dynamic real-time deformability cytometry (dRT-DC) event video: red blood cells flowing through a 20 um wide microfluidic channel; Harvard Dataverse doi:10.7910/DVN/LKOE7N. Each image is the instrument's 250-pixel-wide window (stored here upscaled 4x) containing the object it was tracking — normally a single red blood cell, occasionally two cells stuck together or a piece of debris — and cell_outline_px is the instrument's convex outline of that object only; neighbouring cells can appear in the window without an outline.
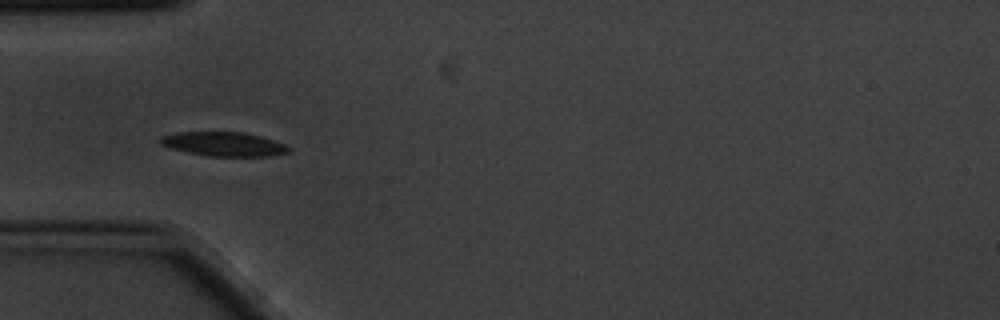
{"species": "common noctule bat (a hibernating species)", "species_latin": "Nyctalus noctula", "temperature_condition": "cold", "stored_images_in_passage": 4, "camera_frame_rate_fps": 3000, "um_per_image_px": 0.085, "animal": {"sex": "male", "body_mass_g": 20.1, "forearm_length_mm": 53.5}, "frame": {"image": 1, "passage_image": 4, "time_ms": 1.0, "image_size_px": [1000, 320], "cell_outline_px": [[288, 152], [268, 156], [208, 156], [188, 152], [172, 148], [160, 144], [156, 140], [160, 136], [176, 132], [244, 132], [260, 136], [284, 144], [288, 148]], "centroid_in_image_um": [18.94, 12.23], "position_along_channel_um": 66.1, "area_um2": 17.92}}